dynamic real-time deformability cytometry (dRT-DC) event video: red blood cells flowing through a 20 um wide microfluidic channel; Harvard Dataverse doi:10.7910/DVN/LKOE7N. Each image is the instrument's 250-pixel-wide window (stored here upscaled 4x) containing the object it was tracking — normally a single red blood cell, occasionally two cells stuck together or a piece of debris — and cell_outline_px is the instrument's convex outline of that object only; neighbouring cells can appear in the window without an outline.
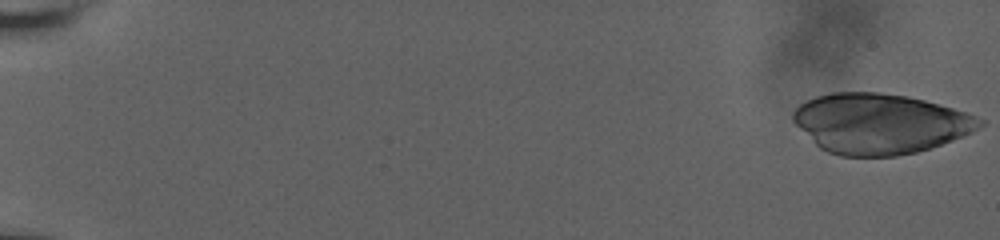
{"species": "human", "species_latin": "Homo sapiens", "temperature_condition": "room temperature", "stored_images_in_passage": 59, "camera_frame_rate_fps": 3000, "um_per_image_px": 0.085, "donor": {"sex": "male"}, "frame": {"image": 1, "passage_image": 1, "time_ms": 0.0, "image_size_px": [1000, 240], "cell_outline_px": [[984, 124], [972, 132], [952, 140], [916, 152], [896, 156], [840, 156], [828, 152], [820, 148], [792, 120], [792, 112], [800, 104], [816, 96], [832, 92], [880, 92], [908, 96], [924, 100], [952, 108], [976, 116], [984, 120]], "centroid_in_image_um": [74.78, 10.5], "position_along_channel_um": 10.2, "area_um2": 65.03}}